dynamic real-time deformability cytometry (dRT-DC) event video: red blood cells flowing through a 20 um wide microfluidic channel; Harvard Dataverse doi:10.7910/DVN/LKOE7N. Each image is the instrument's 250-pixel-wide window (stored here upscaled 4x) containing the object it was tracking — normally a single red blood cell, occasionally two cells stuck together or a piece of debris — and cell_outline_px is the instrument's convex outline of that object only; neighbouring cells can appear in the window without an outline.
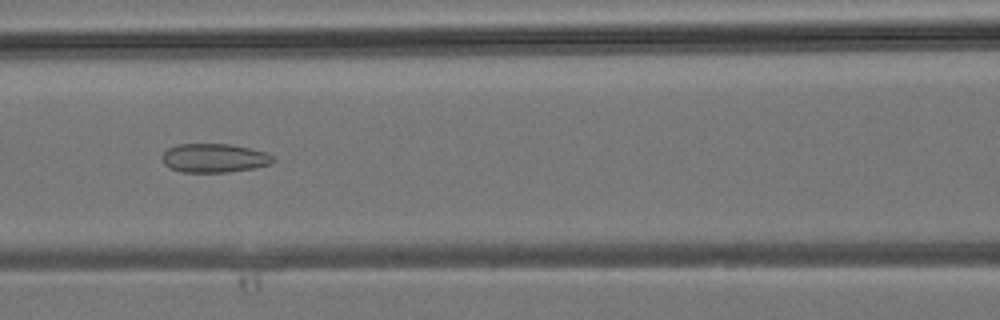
{"species": "common noctule bat (a hibernating species)", "species_latin": "Nyctalus noctula", "temperature_condition": "room temperature", "stored_images_in_passage": 22, "camera_frame_rate_fps": 3000, "um_per_image_px": 0.085, "animal": {"sex": "male", "body_mass_g": 19.2, "forearm_length_mm": 51.8}, "frame": {"image": 1, "passage_image": 6, "time_ms": 1.667, "image_size_px": [1000, 320], "cell_outline_px": [[276, 160], [268, 164], [256, 168], [228, 172], [184, 172], [172, 168], [164, 164], [160, 156], [168, 148], [176, 144], [232, 144], [264, 152], [272, 156]], "centroid_in_image_um": [18.18, 13.43], "position_along_channel_um": 148.4, "area_um2": 18.61}}
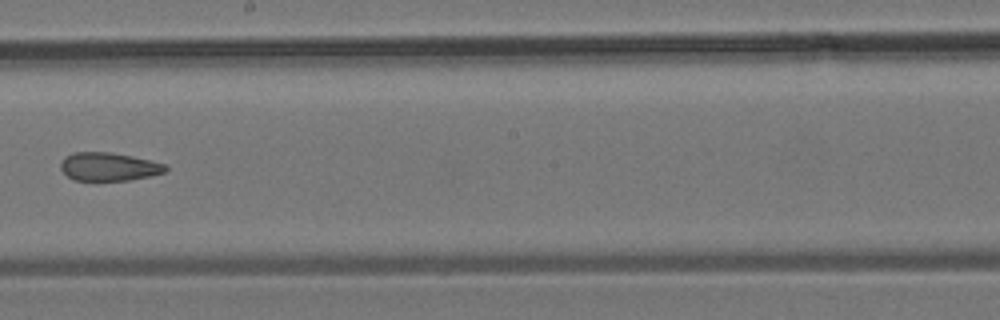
{"frame": {"image": 2, "passage_image": 11, "time_ms": 3.333, "image_size_px": [1000, 320], "cell_outline_px": [[168, 168], [164, 172], [152, 176], [128, 180], [76, 180], [68, 176], [60, 168], [60, 164], [64, 156], [76, 152], [112, 152], [132, 156], [164, 164]], "centroid_in_image_um": [9.23, 14.16], "position_along_channel_um": 239.0, "area_um2": 17.17}}
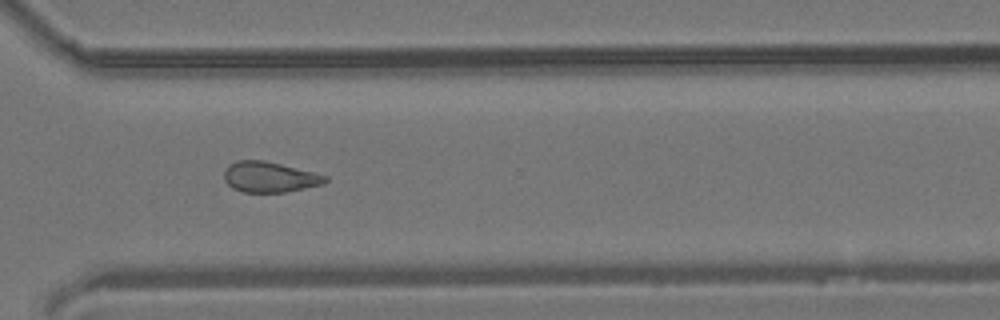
{"frame": {"image": 3, "passage_image": 17, "time_ms": 5.333, "image_size_px": [1000, 320], "cell_outline_px": [[328, 180], [324, 184], [284, 192], [244, 192], [232, 188], [224, 180], [224, 168], [228, 164], [236, 160], [264, 160], [328, 176]], "centroid_in_image_um": [22.87, 15.04], "position_along_channel_um": 347.7, "area_um2": 17.98}}